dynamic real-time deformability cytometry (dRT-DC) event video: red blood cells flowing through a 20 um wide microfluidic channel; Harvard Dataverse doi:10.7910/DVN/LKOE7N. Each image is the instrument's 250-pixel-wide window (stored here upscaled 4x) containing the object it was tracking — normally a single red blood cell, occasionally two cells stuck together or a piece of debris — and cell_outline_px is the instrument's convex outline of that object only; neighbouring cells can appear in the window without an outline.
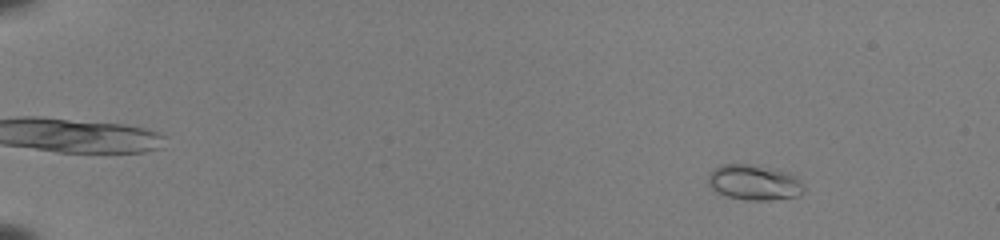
{"species": "common noctule bat (a hibernating species)", "species_latin": "Nyctalus noctula", "temperature_condition": "room temperature", "stored_images_in_passage": 54, "camera_frame_rate_fps": 3000, "um_per_image_px": 0.085, "animal": {"sex": "female", "body_mass_g": 22.0, "forearm_length_mm": 56.7}, "frame": {"image": 1, "passage_image": 7, "time_ms": 2.0, "image_size_px": [1000, 240], "cell_outline_px": [[804, 192], [800, 196], [768, 200], [744, 200], [728, 196], [716, 192], [708, 184], [708, 172], [712, 168], [720, 164], [752, 164], [776, 168], [792, 172], [800, 180], [804, 188]], "centroid_in_image_um": [64.11, 15.48], "position_along_channel_um": 20.9, "area_um2": 20.29}}
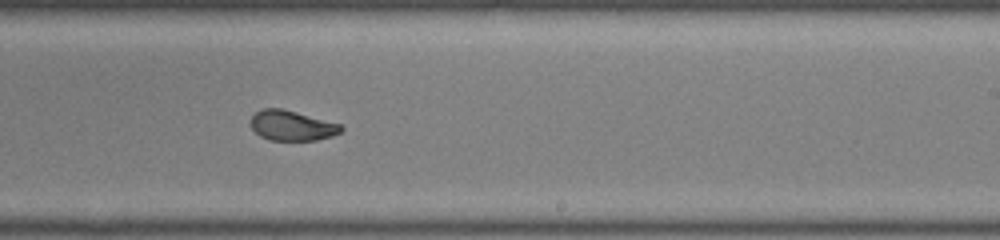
{"frame": {"image": 2, "passage_image": 36, "time_ms": 11.667, "image_size_px": [1000, 240], "cell_outline_px": [[344, 128], [340, 132], [332, 136], [316, 140], [268, 140], [260, 136], [248, 124], [248, 120], [260, 108], [284, 108], [340, 124]], "centroid_in_image_um": [24.76, 10.66], "position_along_channel_um": 264.2, "area_um2": 16.07}}
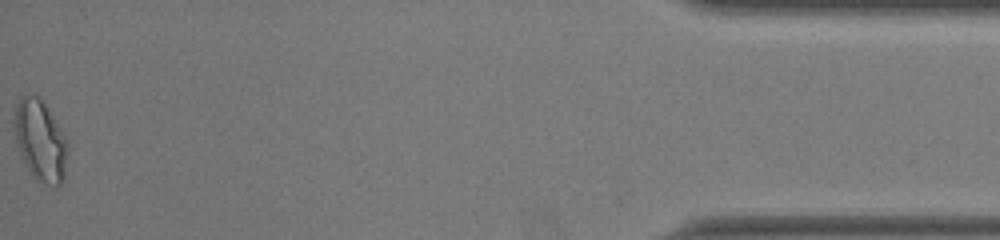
{"frame": {"image": 3, "passage_image": 54, "time_ms": 17.667, "image_size_px": [1000, 240], "cell_outline_px": [[68, 156], [64, 176], [60, 184], [56, 188], [36, 180], [28, 168], [20, 152], [16, 140], [12, 120], [20, 96], [28, 92], [32, 92], [40, 96], [56, 124], [68, 148]], "centroid_in_image_um": [3.39, 11.93], "position_along_channel_um": 431.8, "area_um2": 24.97}, "authors_computed_cell_mechanics": {"area_um2": 17.0221, "velocity_mm_per_s": 3.9672, "shape_relaxation_time_tau1_ms": 4.148, "shape_relaxation_time_tau2_ms": 0.92, "deformation_change_tau1": 0.1661, "deformation_change_tau2": 0.0447}}